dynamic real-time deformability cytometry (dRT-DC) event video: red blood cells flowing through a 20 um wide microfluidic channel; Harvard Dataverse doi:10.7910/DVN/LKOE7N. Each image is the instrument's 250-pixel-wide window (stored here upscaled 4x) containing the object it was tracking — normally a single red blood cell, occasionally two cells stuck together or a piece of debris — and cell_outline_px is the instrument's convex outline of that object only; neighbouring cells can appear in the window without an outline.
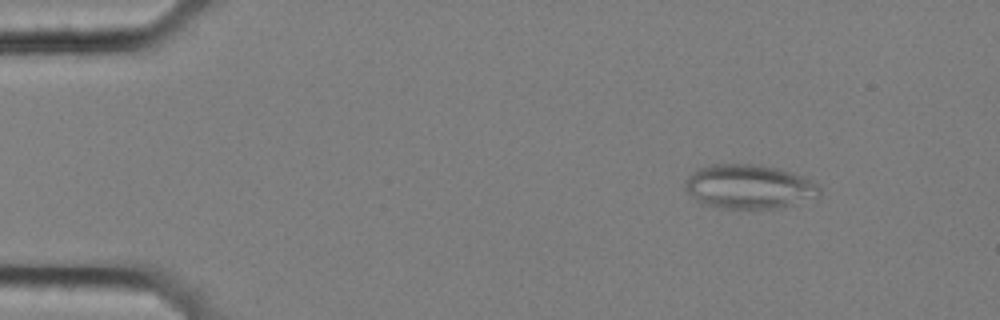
{"species": "common noctule bat (a hibernating species)", "species_latin": "Nyctalus noctula", "temperature_condition": "cold", "stored_images_in_passage": 57, "camera_frame_rate_fps": 3000, "um_per_image_px": 0.085, "animal": {"sex": "female", "body_mass_g": 25.1}, "frame": {"image": 1, "passage_image": 7, "time_ms": 2.0, "image_size_px": [1000, 320], "cell_outline_px": [[820, 196], [792, 204], [772, 208], [720, 208], [704, 204], [688, 192], [684, 188], [684, 180], [692, 172], [700, 168], [712, 164], [760, 164], [776, 168], [804, 176], [820, 184]], "centroid_in_image_um": [63.68, 15.85], "position_along_channel_um": 21.3, "area_um2": 34.51}}
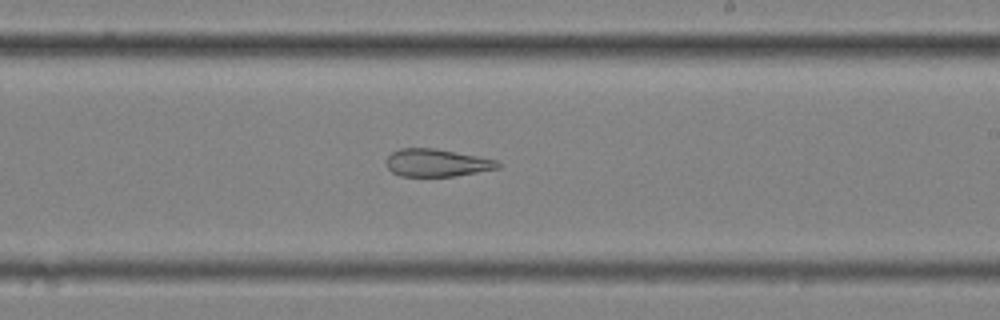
{"frame": {"image": 2, "passage_image": 34, "time_ms": 11.0, "image_size_px": [1000, 320], "cell_outline_px": [[500, 168], [452, 176], [400, 176], [392, 172], [388, 168], [384, 160], [392, 152], [400, 148], [436, 148], [496, 160], [500, 164]], "centroid_in_image_um": [37.07, 13.83], "position_along_channel_um": 251.9, "area_um2": 17.86}}
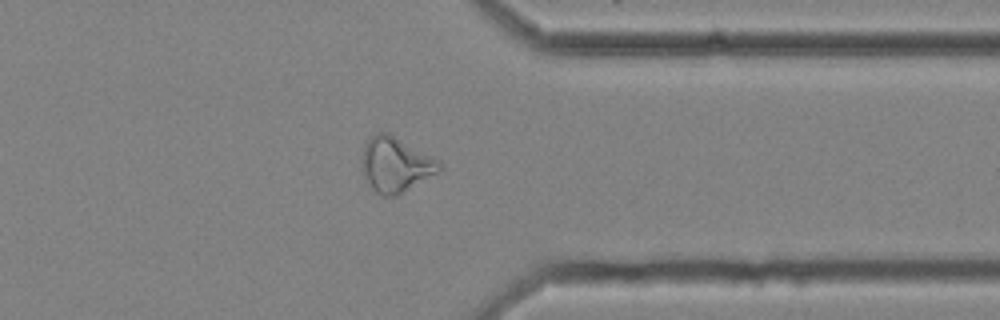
{"frame": {"image": 3, "passage_image": 45, "time_ms": 14.667, "image_size_px": [1000, 320], "cell_outline_px": [[440, 172], [396, 196], [380, 196], [364, 180], [360, 168], [360, 160], [364, 144], [372, 136], [380, 132], [388, 132], [440, 160]], "centroid_in_image_um": [33.58, 14.0], "position_along_channel_um": 377.8, "area_um2": 25.2}, "authors_computed_cell_mechanics": {"area_um2": 25.8366, "velocity_mm_per_s": 3.5343, "shape_relaxation_time_tau1_ms": null, "shape_relaxation_time_tau2_ms": 4.2669, "deformation_change_tau1": null, "deformation_change_tau2": 0.1467}}